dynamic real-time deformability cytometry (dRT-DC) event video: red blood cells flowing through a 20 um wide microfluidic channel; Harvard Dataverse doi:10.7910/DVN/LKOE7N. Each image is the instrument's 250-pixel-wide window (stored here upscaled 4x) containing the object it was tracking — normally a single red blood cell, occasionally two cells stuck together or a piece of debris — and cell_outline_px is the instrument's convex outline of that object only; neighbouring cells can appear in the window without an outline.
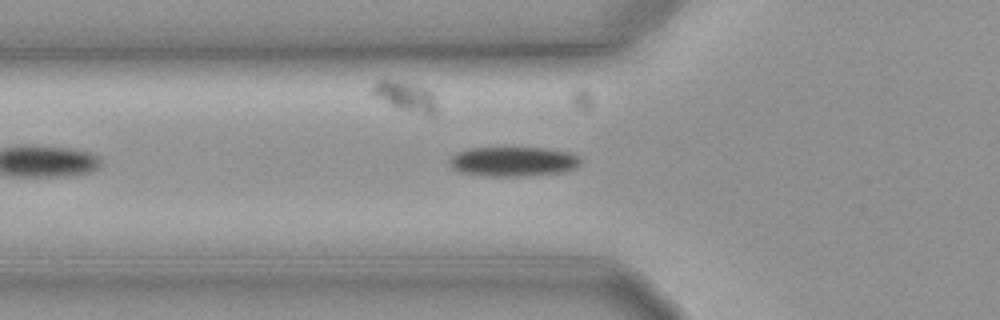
{"species": "common noctule bat (a hibernating species)", "species_latin": "Nyctalus noctula", "temperature_condition": "cold", "stored_images_in_passage": 32, "camera_frame_rate_fps": 3000, "um_per_image_px": 0.085, "animal": {"sex": "female", "body_mass_g": 19.3, "forearm_length_mm": 54.1}, "frame": {"image": 1, "passage_image": 7, "time_ms": 2.0, "image_size_px": [1000, 320], "cell_outline_px": [[580, 164], [576, 168], [564, 172], [524, 176], [484, 176], [460, 172], [452, 168], [448, 160], [456, 152], [468, 148], [544, 148], [564, 152], [576, 156], [580, 160]], "centroid_in_image_um": [43.57, 13.74], "position_along_channel_um": 82.2, "area_um2": 22.54}}
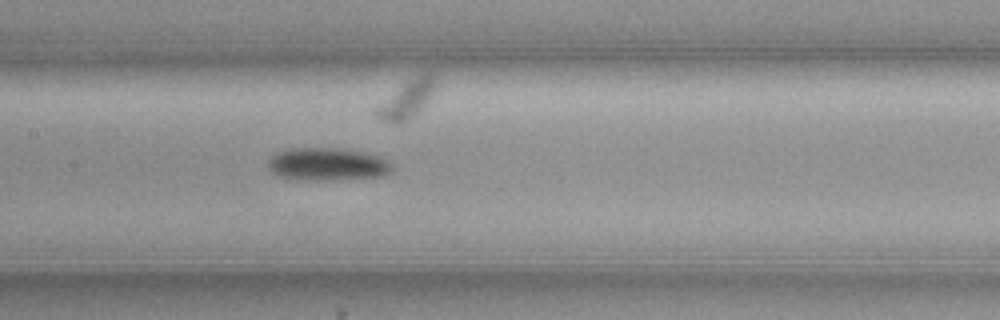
{"frame": {"image": 2, "passage_image": 15, "time_ms": 4.667, "image_size_px": [1000, 320], "cell_outline_px": [[392, 172], [384, 176], [328, 180], [296, 180], [280, 176], [272, 172], [268, 168], [268, 160], [276, 152], [292, 148], [336, 148], [364, 152], [380, 156], [388, 160], [392, 164]], "centroid_in_image_um": [27.84, 13.96], "position_along_channel_um": 179.6, "area_um2": 23.87}}
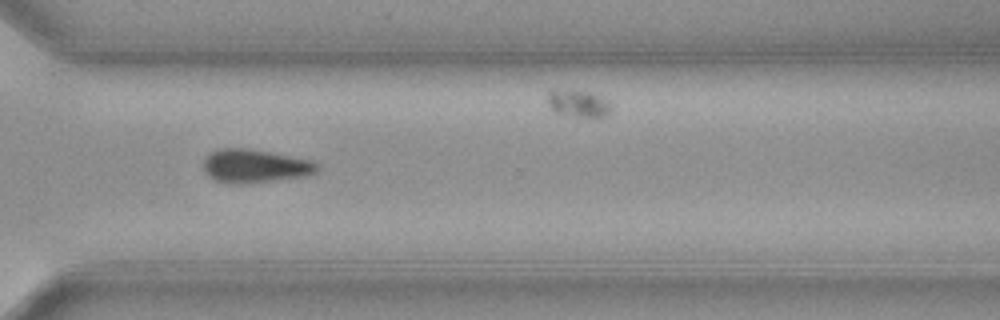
{"frame": {"image": 3, "passage_image": 29, "time_ms": 9.333, "image_size_px": [1000, 320], "cell_outline_px": [[320, 168], [316, 172], [308, 176], [244, 184], [228, 184], [212, 180], [204, 172], [204, 160], [212, 152], [220, 148], [244, 148], [268, 152], [312, 160]], "centroid_in_image_um": [21.65, 14.14], "position_along_channel_um": 348.9, "area_um2": 22.25}, "authors_computed_cell_mechanics": {"area_um2": 22.7443, "velocity_mm_per_s": 3.637, "shape_relaxation_time_tau1_ms": 3.0549, "shape_relaxation_time_tau2_ms": null, "deformation_change_tau1": 0.0794, "deformation_change_tau2": null}}